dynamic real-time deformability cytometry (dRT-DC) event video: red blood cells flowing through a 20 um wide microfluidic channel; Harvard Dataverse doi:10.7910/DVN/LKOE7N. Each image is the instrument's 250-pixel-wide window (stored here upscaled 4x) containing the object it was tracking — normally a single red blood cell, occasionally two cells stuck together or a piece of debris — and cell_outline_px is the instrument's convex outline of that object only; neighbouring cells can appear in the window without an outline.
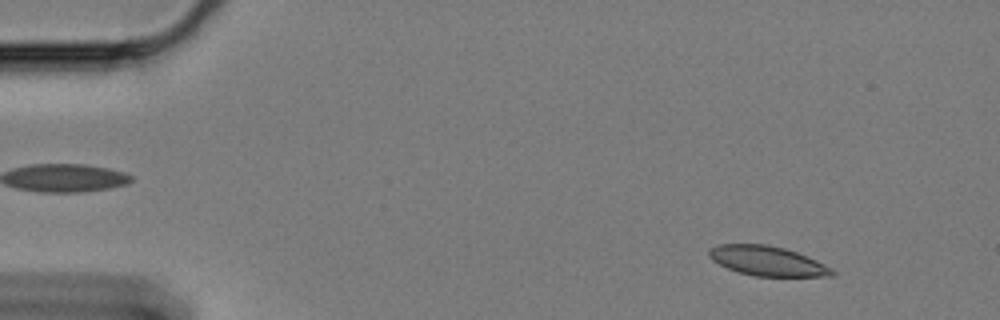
{"species": "Egyptian fruit bat (a non-hibernating species)", "species_latin": "Rousettus aegyptiacus", "temperature_condition": "cold", "stored_images_in_passage": 60, "camera_frame_rate_fps": 3000, "um_per_image_px": 0.085, "animal": {"sex": "female"}, "frame": {"image": 1, "passage_image": 6, "time_ms": 1.667, "image_size_px": [1000, 320], "cell_outline_px": [[836, 272], [832, 276], [756, 276], [740, 272], [728, 268], [712, 260], [708, 256], [708, 252], [712, 248], [720, 244], [764, 244], [784, 248], [796, 252], [816, 260], [832, 268]], "centroid_in_image_um": [65.24, 22.18], "position_along_channel_um": 19.8, "area_um2": 20.98}}
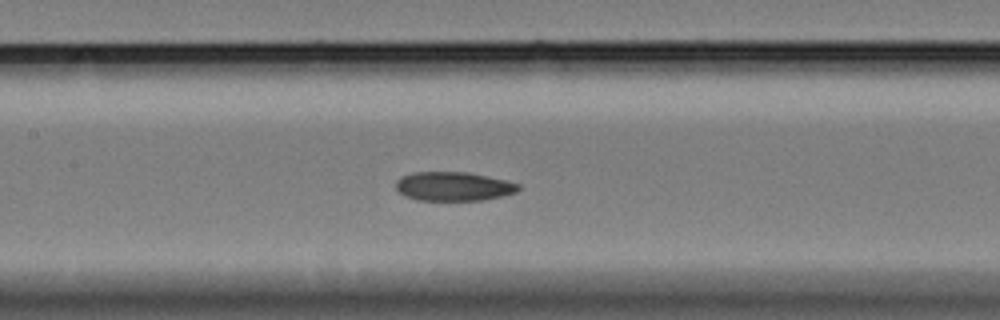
{"frame": {"image": 2, "passage_image": 28, "time_ms": 9.0, "image_size_px": [1000, 320], "cell_outline_px": [[520, 188], [516, 192], [500, 196], [480, 200], [416, 200], [404, 196], [396, 188], [396, 180], [400, 176], [412, 172], [468, 172], [504, 180], [520, 184]], "centroid_in_image_um": [38.49, 15.83], "position_along_channel_um": 168.9, "area_um2": 20.63}}
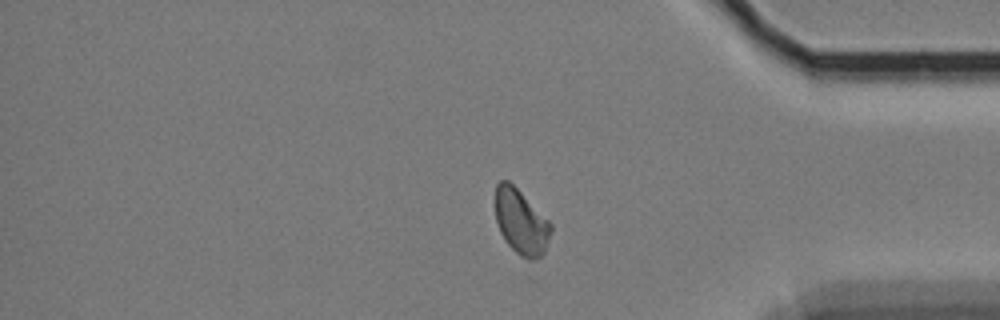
{"frame": {"image": 3, "passage_image": 50, "time_ms": 16.333, "image_size_px": [1000, 320], "cell_outline_px": [[552, 232], [544, 252], [540, 256], [532, 260], [528, 260], [520, 256], [504, 240], [500, 232], [496, 220], [496, 184], [500, 180], [508, 180], [552, 224]], "centroid_in_image_um": [44.29, 18.88], "position_along_channel_um": 390.9, "area_um2": 20.81}, "authors_computed_cell_mechanics": {"area_um2": 21.2415, "velocity_mm_per_s": 3.2842, "shape_relaxation_time_tau1_ms": null, "shape_relaxation_time_tau2_ms": 6.1381, "deformation_change_tau1": null, "deformation_change_tau2": 0.0775}}